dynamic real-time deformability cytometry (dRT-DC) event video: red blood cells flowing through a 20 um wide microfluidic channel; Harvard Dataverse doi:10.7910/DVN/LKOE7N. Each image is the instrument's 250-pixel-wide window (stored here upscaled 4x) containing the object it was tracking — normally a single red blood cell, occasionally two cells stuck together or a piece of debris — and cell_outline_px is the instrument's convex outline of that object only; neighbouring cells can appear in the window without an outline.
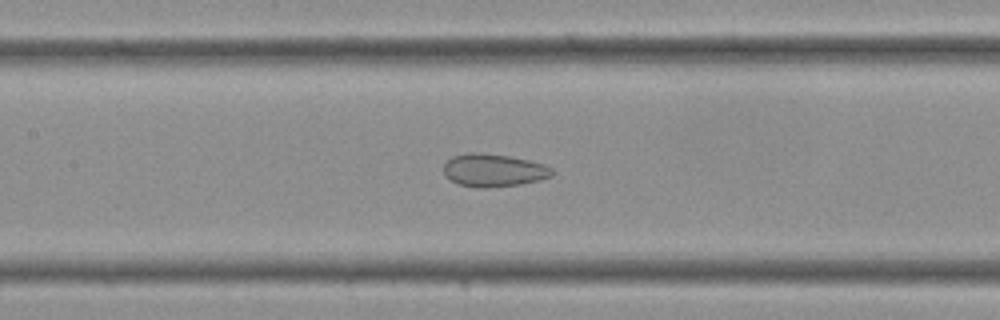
{"species": "Egyptian fruit bat (a non-hibernating species)", "species_latin": "Rousettus aegyptiacus", "temperature_condition": "cold", "stored_images_in_passage": 29, "camera_frame_rate_fps": 3000, "um_per_image_px": 0.085, "frame": {"image": 1, "passage_image": 10, "time_ms": 3.0, "image_size_px": [1000, 320], "cell_outline_px": [[556, 172], [552, 176], [540, 180], [520, 184], [484, 188], [476, 188], [460, 184], [444, 176], [444, 164], [452, 156], [468, 152], [480, 152], [508, 156], [528, 160], [544, 164], [552, 168]], "centroid_in_image_um": [41.97, 14.47], "position_along_channel_um": 165.4, "area_um2": 20.87}}
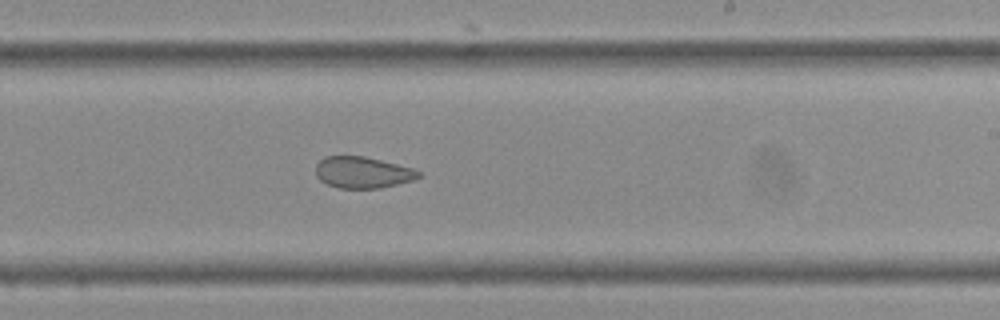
{"frame": {"image": 2, "passage_image": 15, "time_ms": 4.667, "image_size_px": [1000, 320], "cell_outline_px": [[420, 176], [412, 180], [380, 188], [336, 188], [320, 180], [316, 176], [316, 164], [324, 156], [364, 156], [412, 168], [420, 172]], "centroid_in_image_um": [30.78, 14.65], "position_along_channel_um": 258.2, "area_um2": 18.67}}
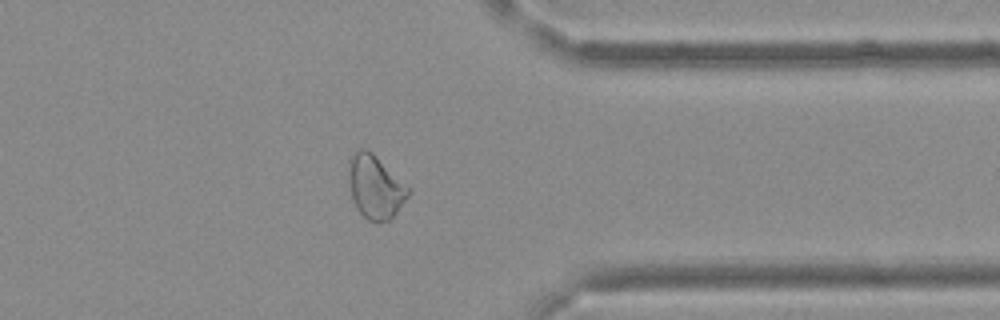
{"frame": {"image": 3, "passage_image": 22, "time_ms": 7.0, "image_size_px": [1000, 320], "cell_outline_px": [[408, 196], [392, 220], [368, 220], [360, 212], [352, 196], [348, 172], [348, 160], [352, 152], [360, 148], [364, 148], [372, 152], [408, 188]], "centroid_in_image_um": [31.86, 15.86], "position_along_channel_um": 379.5, "area_um2": 21.44}}